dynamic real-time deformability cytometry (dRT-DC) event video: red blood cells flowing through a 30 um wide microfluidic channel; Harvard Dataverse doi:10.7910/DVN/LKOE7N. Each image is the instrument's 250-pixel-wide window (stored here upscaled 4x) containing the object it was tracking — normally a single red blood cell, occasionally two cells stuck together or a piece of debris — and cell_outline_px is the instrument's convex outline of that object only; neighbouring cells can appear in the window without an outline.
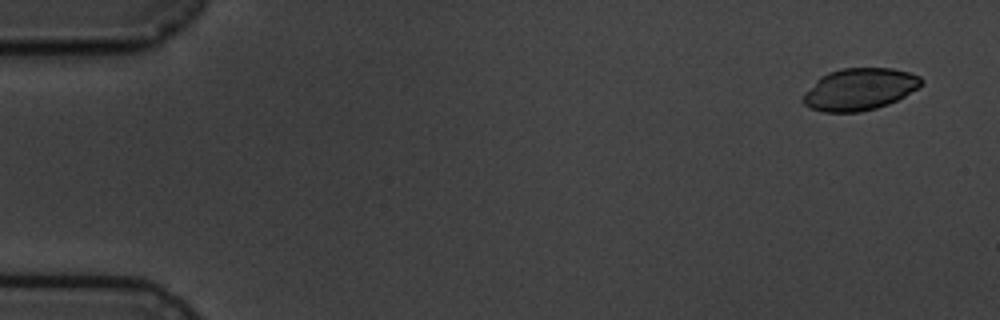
{"species": "common noctule bat (a hibernating species)", "species_latin": "Nyctalus noctula", "temperature_condition": "cold", "stored_images_in_passage": 5, "camera_frame_rate_fps": 3000, "um_per_image_px": 0.085, "animal": {"sex": "male", "body_mass_g": 19.5, "forearm_length_mm": 54.6}, "frame": {"image": 1, "passage_image": 1, "time_ms": 0.0, "image_size_px": [1000, 320], "cell_outline_px": [[924, 80], [916, 88], [904, 96], [888, 104], [876, 108], [860, 112], [824, 112], [808, 108], [800, 100], [804, 92], [820, 76], [828, 72], [844, 68], [892, 68], [908, 72], [920, 76]], "centroid_in_image_um": [73.0, 7.59], "position_along_channel_um": 12.0, "area_um2": 28.96}}